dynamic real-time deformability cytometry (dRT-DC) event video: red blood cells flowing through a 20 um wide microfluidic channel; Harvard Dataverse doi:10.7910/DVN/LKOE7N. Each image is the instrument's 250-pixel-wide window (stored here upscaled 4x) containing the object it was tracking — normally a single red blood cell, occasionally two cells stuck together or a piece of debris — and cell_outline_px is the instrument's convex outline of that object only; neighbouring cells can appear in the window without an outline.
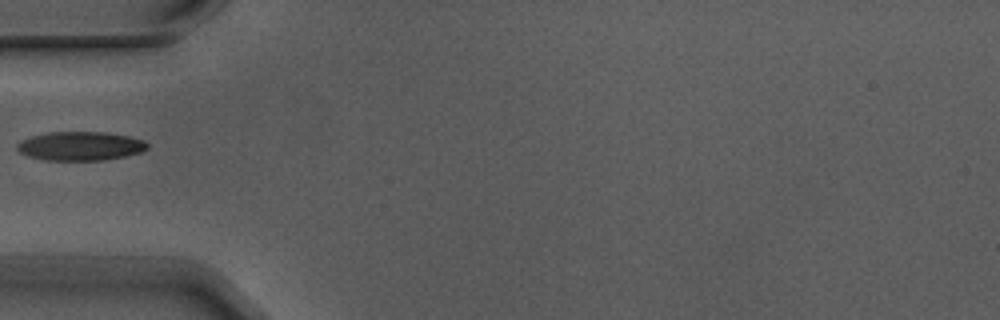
{"species": "Egyptian fruit bat (a non-hibernating species)", "species_latin": "Rousettus aegyptiacus", "temperature_condition": "warm", "stored_images_in_passage": 2, "camera_frame_rate_fps": 3000, "um_per_image_px": 0.085, "animal": {"sex": "male"}, "frame": {"image": 1, "passage_image": 1, "time_ms": 0.0, "image_size_px": [1000, 320], "cell_outline_px": [[148, 148], [140, 152], [124, 156], [104, 160], [44, 160], [28, 156], [20, 152], [16, 148], [16, 144], [20, 140], [32, 136], [48, 132], [108, 132], [128, 136], [144, 140], [148, 144]], "centroid_in_image_um": [6.81, 12.41], "position_along_channel_um": 78.2, "area_um2": 21.96}}